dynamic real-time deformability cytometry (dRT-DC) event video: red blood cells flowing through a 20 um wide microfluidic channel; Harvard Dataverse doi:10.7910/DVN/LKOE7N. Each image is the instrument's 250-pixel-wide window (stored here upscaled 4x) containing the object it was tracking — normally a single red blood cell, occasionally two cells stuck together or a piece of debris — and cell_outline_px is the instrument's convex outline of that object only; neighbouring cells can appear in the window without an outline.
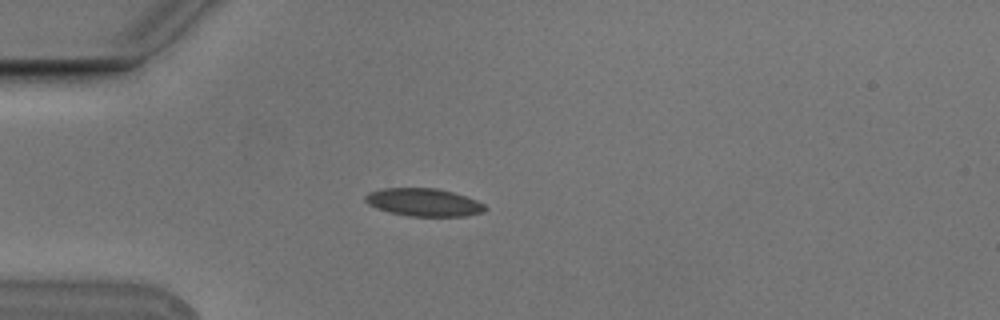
{"species": "Egyptian fruit bat (a non-hibernating species)", "species_latin": "Rousettus aegyptiacus", "temperature_condition": "cold", "stored_images_in_passage": 4, "camera_frame_rate_fps": 3000, "um_per_image_px": 0.085, "animal": {"sex": "male"}, "frame": {"image": 1, "passage_image": 4, "time_ms": 1.0, "image_size_px": [1000, 320], "cell_outline_px": [[488, 208], [484, 212], [464, 216], [408, 216], [388, 212], [376, 208], [368, 204], [364, 200], [364, 196], [368, 192], [384, 188], [436, 188], [452, 192], [476, 200], [484, 204]], "centroid_in_image_um": [35.99, 17.2], "position_along_channel_um": 49.0, "area_um2": 19.48}}